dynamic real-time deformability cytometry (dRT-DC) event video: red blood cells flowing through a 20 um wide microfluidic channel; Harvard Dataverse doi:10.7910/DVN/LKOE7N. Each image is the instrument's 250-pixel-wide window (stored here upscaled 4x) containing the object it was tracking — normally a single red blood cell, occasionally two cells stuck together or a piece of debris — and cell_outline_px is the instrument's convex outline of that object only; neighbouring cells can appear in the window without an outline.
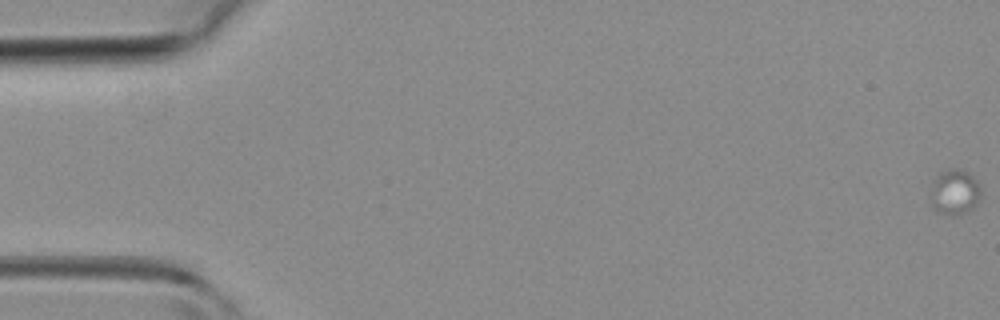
{"species": "common noctule bat (a hibernating species)", "species_latin": "Nyctalus noctula", "temperature_condition": "room temperature", "stored_images_in_passage": 15, "camera_frame_rate_fps": 3000, "um_per_image_px": 0.085, "animal": {"sex": "female", "body_mass_g": 19.3, "forearm_length_mm": 54.1}, "frame": {"image": 1, "passage_image": 1, "time_ms": 0.0, "image_size_px": [1000, 320], "cell_outline_px": [[980, 196], [972, 208], [968, 212], [960, 216], [952, 216], [940, 212], [932, 208], [928, 204], [936, 176], [940, 172], [948, 168], [960, 168], [968, 172], [980, 184]], "centroid_in_image_um": [81.13, 16.34], "position_along_channel_um": 3.9, "area_um2": 13.58}}
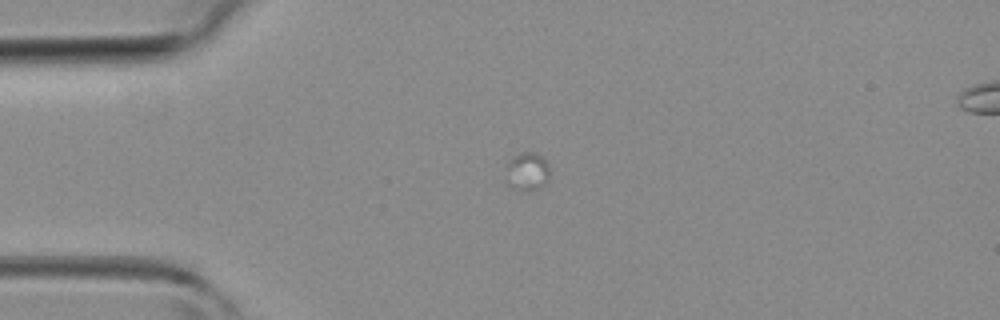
{"frame": {"image": 2, "passage_image": 12, "time_ms": 3.667, "image_size_px": [1000, 320], "cell_outline_px": [[548, 184], [528, 192], [520, 192], [512, 188], [508, 184], [508, 160], [512, 156], [520, 152], [532, 152], [544, 156], [548, 164]], "centroid_in_image_um": [44.84, 14.59], "position_along_channel_um": 40.2, "area_um2": 10.0}}